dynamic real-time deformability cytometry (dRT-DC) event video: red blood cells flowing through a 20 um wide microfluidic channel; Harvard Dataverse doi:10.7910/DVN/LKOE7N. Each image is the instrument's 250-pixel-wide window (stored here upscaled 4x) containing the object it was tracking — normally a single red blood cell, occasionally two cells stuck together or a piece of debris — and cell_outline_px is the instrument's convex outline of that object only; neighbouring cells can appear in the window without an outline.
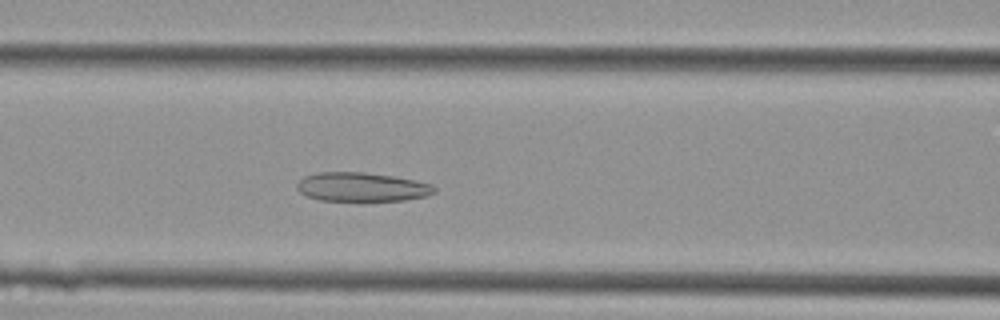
{"species": "Egyptian fruit bat (a non-hibernating species)", "species_latin": "Rousettus aegyptiacus", "temperature_condition": "cold", "stored_images_in_passage": 36, "camera_frame_rate_fps": 3000, "um_per_image_px": 0.085, "animal": {"sex": "female"}, "frame": {"image": 1, "passage_image": 11, "time_ms": 3.333, "image_size_px": [1000, 320], "cell_outline_px": [[436, 192], [428, 196], [404, 200], [320, 200], [308, 196], [300, 192], [296, 188], [296, 184], [304, 176], [320, 172], [364, 172], [392, 176], [432, 184], [436, 188]], "centroid_in_image_um": [30.76, 15.89], "position_along_channel_um": 135.8, "area_um2": 23.0}}
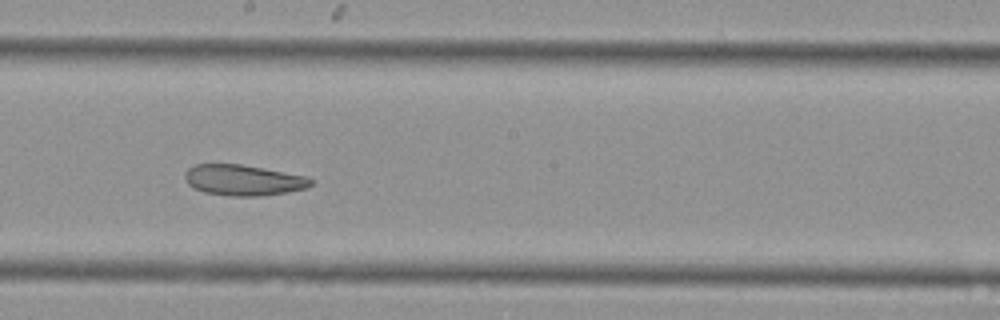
{"frame": {"image": 2, "passage_image": 17, "time_ms": 5.333, "image_size_px": [1000, 320], "cell_outline_px": [[312, 184], [308, 188], [288, 192], [256, 196], [232, 196], [204, 192], [188, 184], [184, 176], [188, 168], [196, 164], [240, 164], [308, 176], [312, 180]], "centroid_in_image_um": [20.71, 15.31], "position_along_channel_um": 227.5, "area_um2": 22.48}}
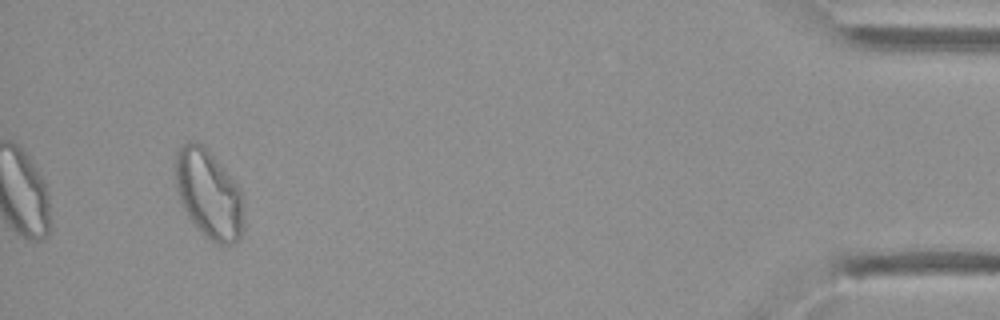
{"frame": {"image": 3, "passage_image": 34, "time_ms": 11.0, "image_size_px": [1000, 320], "cell_outline_px": [[244, 228], [240, 236], [232, 244], [216, 244], [188, 216], [176, 192], [176, 152], [184, 144], [192, 140], [200, 144], [212, 156], [240, 188], [244, 200]], "centroid_in_image_um": [17.78, 16.52], "position_along_channel_um": 417.4, "area_um2": 34.62}}